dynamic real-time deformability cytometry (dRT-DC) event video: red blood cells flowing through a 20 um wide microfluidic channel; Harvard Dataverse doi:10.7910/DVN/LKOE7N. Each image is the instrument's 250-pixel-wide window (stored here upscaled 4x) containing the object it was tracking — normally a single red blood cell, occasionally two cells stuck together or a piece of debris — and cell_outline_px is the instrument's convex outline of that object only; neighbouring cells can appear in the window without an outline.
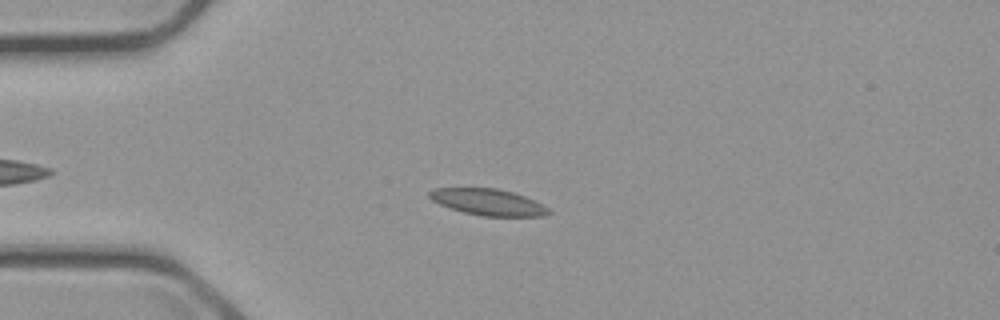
{"species": "common noctule bat (a hibernating species)", "species_latin": "Nyctalus noctula", "temperature_condition": "cold", "stored_images_in_passage": 50, "camera_frame_rate_fps": 3000, "um_per_image_px": 0.085, "animal": {"sex": "male", "body_mass_g": 23.1, "forearm_length_mm": 52.7}, "frame": {"image": 1, "passage_image": 13, "time_ms": 4.0, "image_size_px": [1000, 320], "cell_outline_px": [[552, 212], [544, 216], [480, 216], [448, 208], [432, 200], [428, 196], [428, 192], [432, 188], [496, 188], [512, 192], [524, 196], [548, 208]], "centroid_in_image_um": [41.44, 17.18], "position_along_channel_um": 43.6, "area_um2": 18.26}}
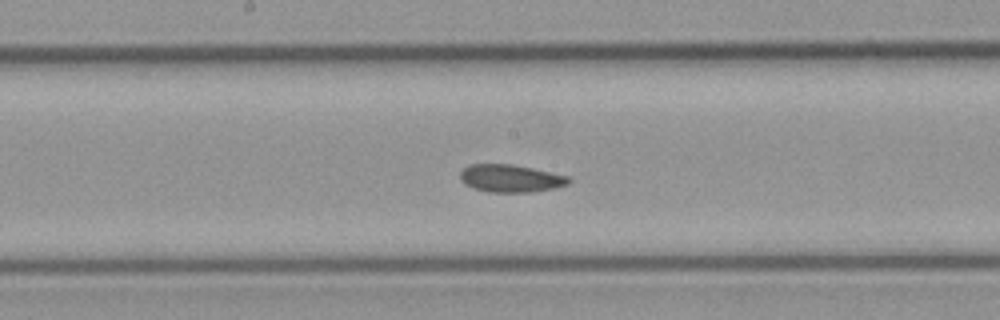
{"frame": {"image": 2, "passage_image": 28, "time_ms": 9.0, "image_size_px": [1000, 320], "cell_outline_px": [[572, 180], [568, 184], [556, 188], [532, 192], [488, 192], [472, 188], [464, 184], [460, 180], [460, 172], [468, 164], [512, 164], [532, 168], [568, 176]], "centroid_in_image_um": [43.38, 15.17], "position_along_channel_um": 204.8, "area_um2": 17.63}}
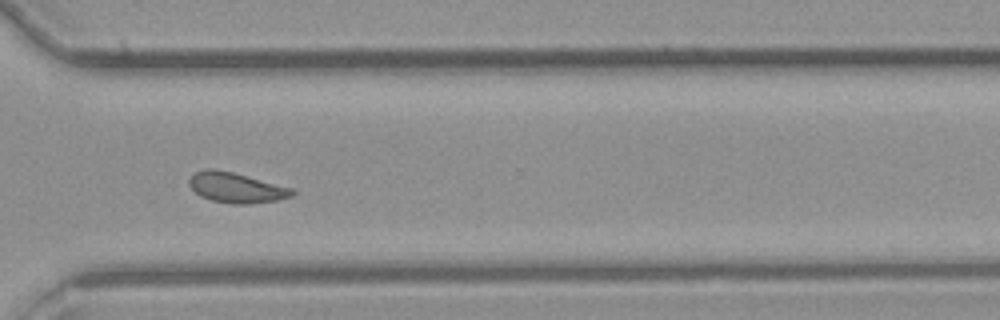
{"frame": {"image": 3, "passage_image": 40, "time_ms": 13.0, "image_size_px": [1000, 320], "cell_outline_px": [[296, 192], [292, 196], [276, 200], [248, 204], [232, 204], [212, 200], [200, 196], [188, 184], [188, 180], [196, 172], [204, 168], [212, 168], [232, 172], [292, 188]], "centroid_in_image_um": [20.06, 15.95], "position_along_channel_um": 350.5, "area_um2": 17.98}, "authors_computed_cell_mechanics": {"area_um2": 17.9758, "velocity_mm_per_s": 3.6626, "shape_relaxation_time_tau1_ms": 5.091, "shape_relaxation_time_tau2_ms": 1.9753, "deformation_change_tau1": 0.0948, "deformation_change_tau2": 0.061}}